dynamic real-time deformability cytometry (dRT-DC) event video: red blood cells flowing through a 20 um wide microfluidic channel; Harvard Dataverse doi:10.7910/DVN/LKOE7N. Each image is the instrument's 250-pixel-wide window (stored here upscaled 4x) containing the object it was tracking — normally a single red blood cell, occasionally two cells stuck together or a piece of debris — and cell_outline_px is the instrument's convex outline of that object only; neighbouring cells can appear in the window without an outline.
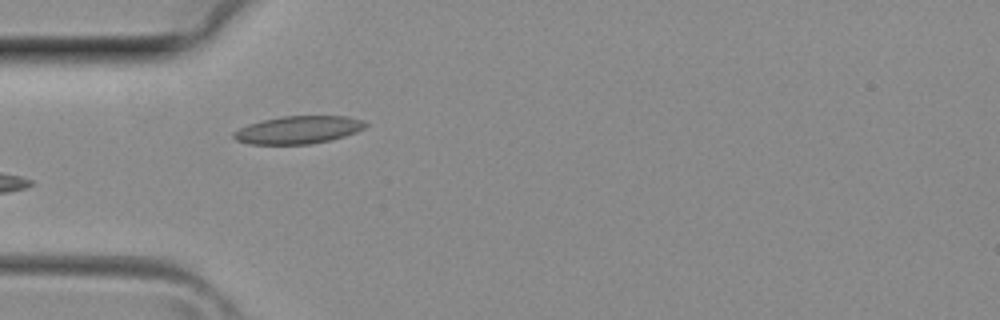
{"species": "common noctule bat (a hibernating species)", "species_latin": "Nyctalus noctula", "temperature_condition": "room temperature", "stored_images_in_passage": 27, "camera_frame_rate_fps": 3000, "um_per_image_px": 0.085, "animal": {"sex": "female", "body_mass_g": 29.2, "forearm_length_mm": 56.3}, "frame": {"image": 1, "passage_image": 1, "time_ms": 0.0, "image_size_px": [1000, 320], "cell_outline_px": [[368, 124], [364, 128], [356, 132], [344, 136], [328, 140], [308, 144], [248, 144], [236, 140], [232, 136], [232, 132], [248, 124], [260, 120], [280, 116], [344, 116], [364, 120]], "centroid_in_image_um": [25.32, 11.03], "position_along_channel_um": 59.7, "area_um2": 21.33}}
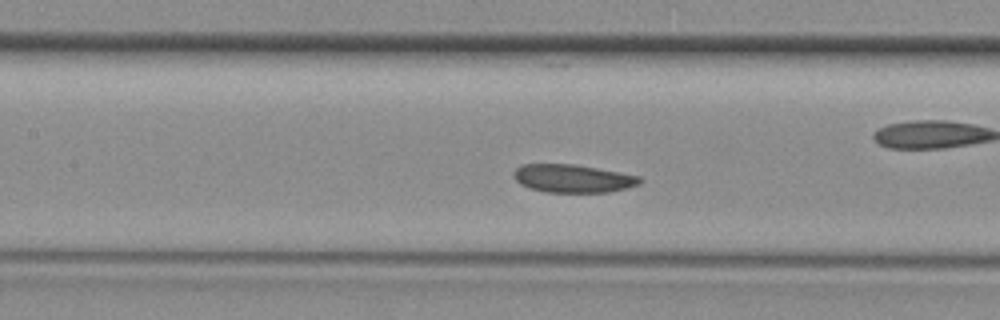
{"frame": {"image": 2, "passage_image": 5, "time_ms": 1.333, "image_size_px": [1000, 320], "cell_outline_px": [[644, 180], [640, 184], [628, 188], [608, 192], [544, 192], [528, 188], [520, 184], [512, 176], [512, 172], [520, 164], [576, 164], [620, 172], [640, 176]], "centroid_in_image_um": [48.68, 15.17], "position_along_channel_um": 158.7, "area_um2": 20.98}}